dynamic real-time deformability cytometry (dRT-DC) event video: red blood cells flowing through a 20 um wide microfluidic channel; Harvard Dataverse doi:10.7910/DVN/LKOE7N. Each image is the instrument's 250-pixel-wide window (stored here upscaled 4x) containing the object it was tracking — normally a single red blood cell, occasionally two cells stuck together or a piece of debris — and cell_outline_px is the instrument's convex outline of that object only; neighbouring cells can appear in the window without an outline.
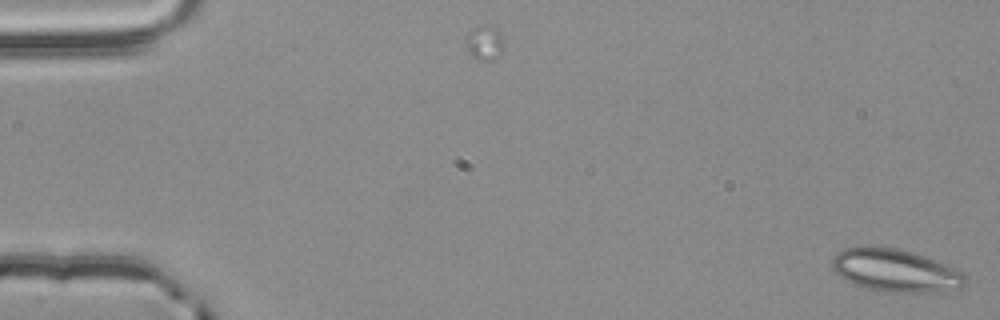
{"species": "common noctule bat (a hibernating species)", "species_latin": "Nyctalus noctula", "temperature_condition": "room temperature", "stored_images_in_passage": 2, "camera_frame_rate_fps": 3000, "um_per_image_px": 0.085, "animal": {"sex": "male", "body_mass_g": 20.4}, "frame": {"image": 1, "passage_image": 2, "time_ms": 0.333, "image_size_px": [1000, 320], "cell_outline_px": [[968, 280], [960, 288], [940, 292], [876, 292], [844, 280], [832, 268], [832, 260], [836, 252], [844, 248], [868, 244], [872, 244], [900, 248], [928, 256], [964, 272], [968, 276]], "centroid_in_image_um": [76.11, 22.96], "position_along_channel_um": 8.9, "area_um2": 34.33}}